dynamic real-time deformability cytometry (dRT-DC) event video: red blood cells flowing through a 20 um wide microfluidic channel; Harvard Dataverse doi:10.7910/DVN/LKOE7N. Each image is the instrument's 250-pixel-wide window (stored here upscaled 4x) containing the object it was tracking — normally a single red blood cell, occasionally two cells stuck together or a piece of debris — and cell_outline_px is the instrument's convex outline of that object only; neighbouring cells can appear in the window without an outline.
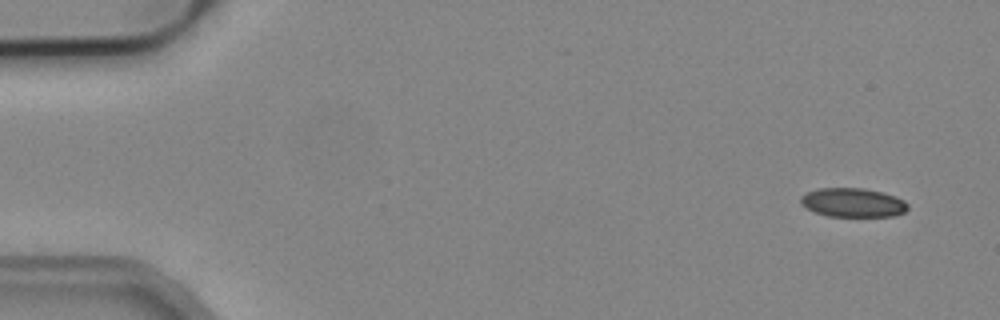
{"species": "common noctule bat (a hibernating species)", "species_latin": "Nyctalus noctula", "temperature_condition": "cold", "stored_images_in_passage": 3, "camera_frame_rate_fps": 3000, "um_per_image_px": 0.085, "animal": {"sex": "male", "body_mass_g": 19.2, "forearm_length_mm": 51.8}, "frame": {"image": 1, "passage_image": 1, "time_ms": 0.0, "image_size_px": [1000, 320], "cell_outline_px": [[908, 208], [904, 212], [892, 216], [828, 216], [816, 212], [800, 204], [800, 196], [816, 188], [864, 188], [896, 196], [904, 200], [908, 204]], "centroid_in_image_um": [72.49, 17.21], "position_along_channel_um": 12.5, "area_um2": 18.03}}